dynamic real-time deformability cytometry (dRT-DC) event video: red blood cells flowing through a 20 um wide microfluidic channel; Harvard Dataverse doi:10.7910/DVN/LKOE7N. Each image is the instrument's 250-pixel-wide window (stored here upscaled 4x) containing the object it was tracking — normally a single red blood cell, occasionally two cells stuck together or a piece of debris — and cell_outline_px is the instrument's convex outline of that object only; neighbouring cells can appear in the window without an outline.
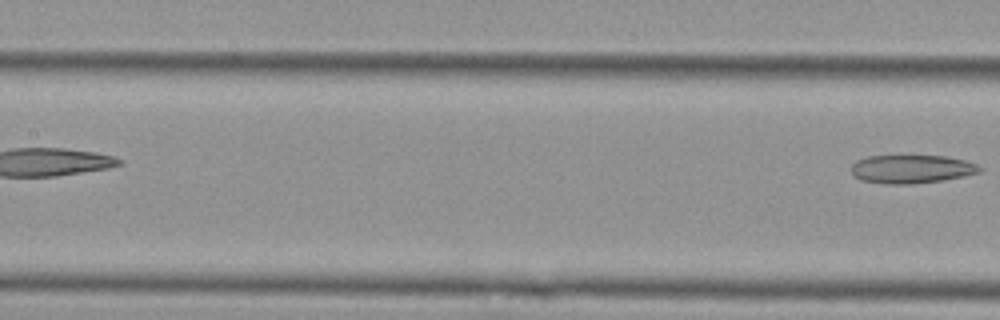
{"species": "Egyptian fruit bat (a non-hibernating species)", "species_latin": "Rousettus aegyptiacus", "temperature_condition": "cold", "stored_images_in_passage": 7, "segment_of_instrument_passage": [2, 2], "camera_frame_rate_fps": 3000, "um_per_image_px": 0.085, "animal": {"sex": "female"}, "frame": {"image": 1, "passage_image": 7, "time_ms": 7.0, "image_size_px": [1000, 320], "cell_outline_px": [[984, 168], [980, 172], [964, 176], [944, 180], [912, 184], [884, 184], [860, 180], [852, 176], [848, 168], [856, 160], [868, 156], [948, 156], [964, 160], [976, 164]], "centroid_in_image_um": [77.43, 14.38], "position_along_channel_um": 130.0, "area_um2": 21.62}}